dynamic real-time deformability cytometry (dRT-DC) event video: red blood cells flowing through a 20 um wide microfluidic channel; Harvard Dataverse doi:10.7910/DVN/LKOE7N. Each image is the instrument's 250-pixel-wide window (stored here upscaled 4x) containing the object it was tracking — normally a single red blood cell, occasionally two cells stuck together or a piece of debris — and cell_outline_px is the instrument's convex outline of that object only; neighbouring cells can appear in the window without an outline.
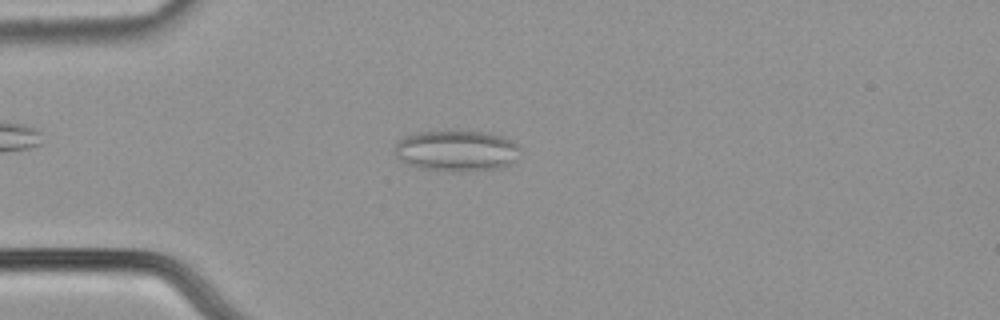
{"species": "common noctule bat (a hibernating species)", "species_latin": "Nyctalus noctula", "temperature_condition": "cold", "stored_images_in_passage": 54, "camera_frame_rate_fps": 3000, "um_per_image_px": 0.085, "animal": {"sex": "male", "body_mass_g": 21.5, "forearm_length_mm": 52.0}, "frame": {"image": 1, "passage_image": 14, "time_ms": 4.333, "image_size_px": [1000, 320], "cell_outline_px": [[520, 148], [512, 160], [508, 164], [500, 168], [424, 168], [408, 164], [400, 160], [396, 156], [396, 144], [400, 140], [408, 136], [420, 132], [448, 128], [492, 132], [516, 144]], "centroid_in_image_um": [38.78, 12.71], "position_along_channel_um": 46.2, "area_um2": 29.07}}
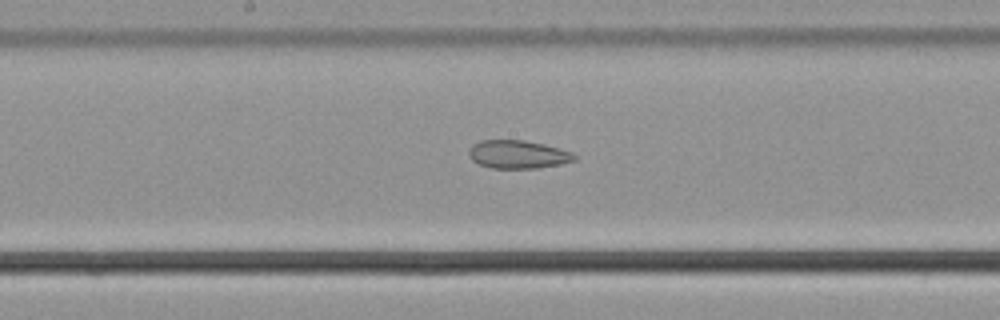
{"frame": {"image": 2, "passage_image": 28, "time_ms": 9.0, "image_size_px": [1000, 320], "cell_outline_px": [[576, 160], [560, 164], [536, 168], [492, 168], [480, 164], [472, 160], [468, 152], [472, 144], [480, 140], [524, 140], [544, 144], [572, 152], [576, 156]], "centroid_in_image_um": [44.02, 13.12], "position_along_channel_um": 204.2, "area_um2": 17.28}}
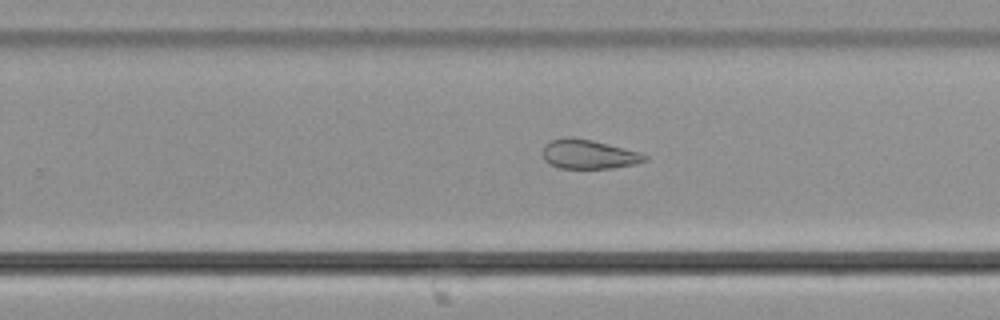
{"frame": {"image": 3, "passage_image": 34, "time_ms": 11.0, "image_size_px": [1000, 320], "cell_outline_px": [[648, 160], [636, 164], [612, 168], [560, 168], [544, 160], [544, 144], [552, 140], [564, 136], [572, 136], [592, 140], [640, 152], [648, 156]], "centroid_in_image_um": [50.06, 13.1], "position_along_channel_um": 279.7, "area_um2": 17.4}, "authors_computed_cell_mechanics": {"area_um2": 23.409, "velocity_mm_per_s": 3.7928, "shape_relaxation_time_tau1_ms": null, "shape_relaxation_time_tau2_ms": 6.9581, "deformation_change_tau1": null, "deformation_change_tau2": 0.1569}}